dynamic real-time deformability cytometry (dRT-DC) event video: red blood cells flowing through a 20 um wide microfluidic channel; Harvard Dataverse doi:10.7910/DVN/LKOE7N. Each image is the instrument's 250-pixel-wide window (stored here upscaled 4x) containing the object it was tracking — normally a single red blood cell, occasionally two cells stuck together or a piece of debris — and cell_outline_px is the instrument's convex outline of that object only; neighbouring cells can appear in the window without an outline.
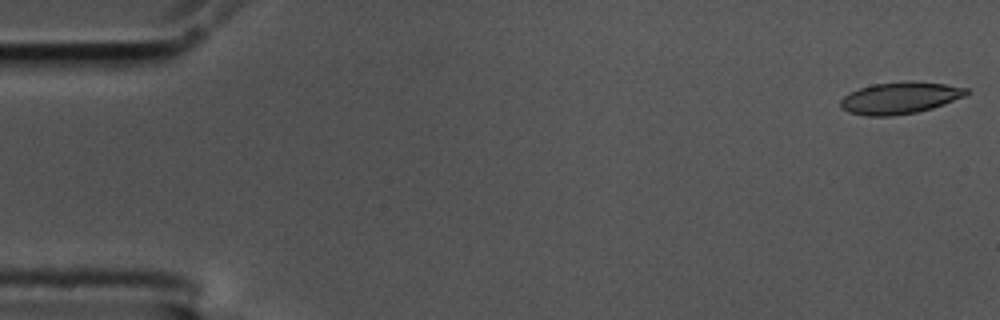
{"species": "common noctule bat (a hibernating species)", "species_latin": "Nyctalus noctula", "temperature_condition": "cold", "stored_images_in_passage": 56, "camera_frame_rate_fps": 3000, "um_per_image_px": 0.085, "animal": {"sex": "male", "body_mass_g": 17.5, "forearm_length_mm": 52.3}, "frame": {"image": 1, "passage_image": 1, "time_ms": 0.0, "image_size_px": [1000, 320], "cell_outline_px": [[968, 92], [964, 96], [944, 104], [932, 108], [916, 112], [892, 116], [864, 116], [848, 112], [840, 108], [840, 100], [848, 92], [872, 84], [904, 80], [912, 80], [944, 84], [968, 88]], "centroid_in_image_um": [76.44, 8.31], "position_along_channel_um": 8.6, "area_um2": 23.58}}
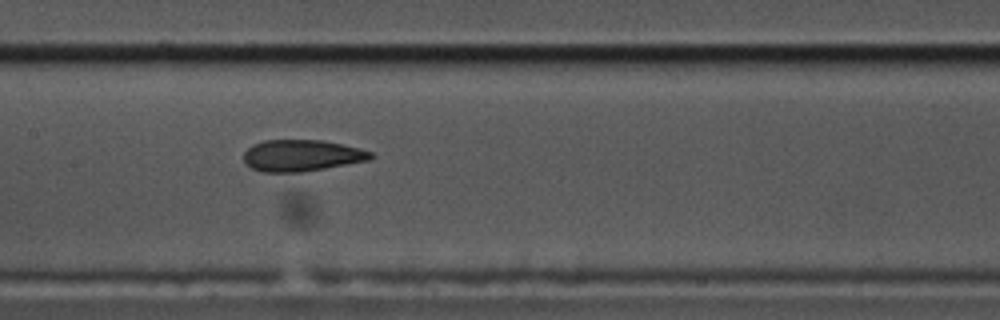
{"frame": {"image": 2, "passage_image": 27, "time_ms": 8.667, "image_size_px": [1000, 320], "cell_outline_px": [[376, 156], [368, 160], [304, 172], [264, 172], [252, 168], [244, 160], [244, 152], [252, 144], [264, 140], [324, 140], [360, 148], [372, 152]], "centroid_in_image_um": [25.66, 13.21], "position_along_channel_um": 181.7, "area_um2": 23.35}}
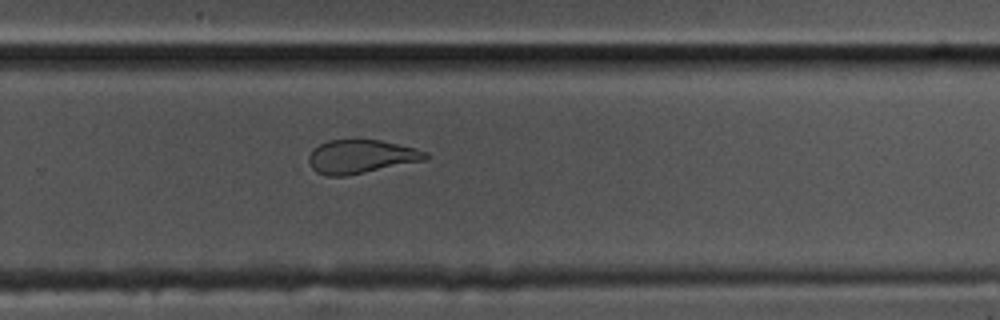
{"frame": {"image": 3, "passage_image": 37, "time_ms": 12.0, "image_size_px": [1000, 320], "cell_outline_px": [[428, 160], [344, 176], [328, 176], [316, 172], [312, 168], [308, 160], [308, 156], [320, 144], [328, 140], [380, 140], [416, 148], [428, 152]], "centroid_in_image_um": [30.72, 13.31], "position_along_channel_um": 299.1, "area_um2": 22.77}, "authors_computed_cell_mechanics": {"area_um2": 23.6691, "velocity_mm_per_s": 3.5255, "shape_relaxation_time_tau1_ms": null, "shape_relaxation_time_tau2_ms": 1.9365, "deformation_change_tau1": null, "deformation_change_tau2": 0.0924}}